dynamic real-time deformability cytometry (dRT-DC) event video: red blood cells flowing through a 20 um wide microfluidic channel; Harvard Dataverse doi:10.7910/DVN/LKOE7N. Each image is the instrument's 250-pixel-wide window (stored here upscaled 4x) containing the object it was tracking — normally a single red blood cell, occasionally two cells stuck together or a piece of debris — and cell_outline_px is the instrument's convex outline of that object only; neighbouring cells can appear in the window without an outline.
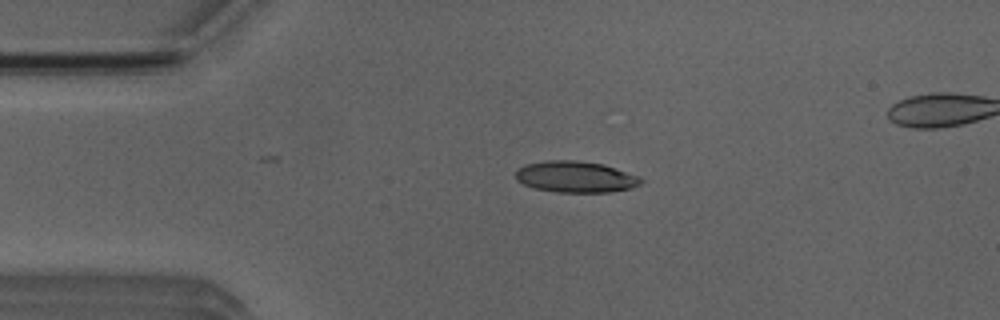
{"species": "Egyptian fruit bat (a non-hibernating species)", "species_latin": "Rousettus aegyptiacus", "temperature_condition": "room temperature", "stored_images_in_passage": 4, "camera_frame_rate_fps": 3000, "um_per_image_px": 0.085, "animal": {"sex": "male"}, "frame": {"image": 1, "passage_image": 2, "time_ms": 1.333, "image_size_px": [1000, 320], "cell_outline_px": [[644, 180], [640, 184], [632, 188], [608, 192], [556, 192], [536, 188], [524, 184], [516, 180], [516, 172], [524, 164], [548, 160], [576, 160], [604, 164], [640, 176]], "centroid_in_image_um": [48.95, 15.02], "position_along_channel_um": 36.0, "area_um2": 22.89}}